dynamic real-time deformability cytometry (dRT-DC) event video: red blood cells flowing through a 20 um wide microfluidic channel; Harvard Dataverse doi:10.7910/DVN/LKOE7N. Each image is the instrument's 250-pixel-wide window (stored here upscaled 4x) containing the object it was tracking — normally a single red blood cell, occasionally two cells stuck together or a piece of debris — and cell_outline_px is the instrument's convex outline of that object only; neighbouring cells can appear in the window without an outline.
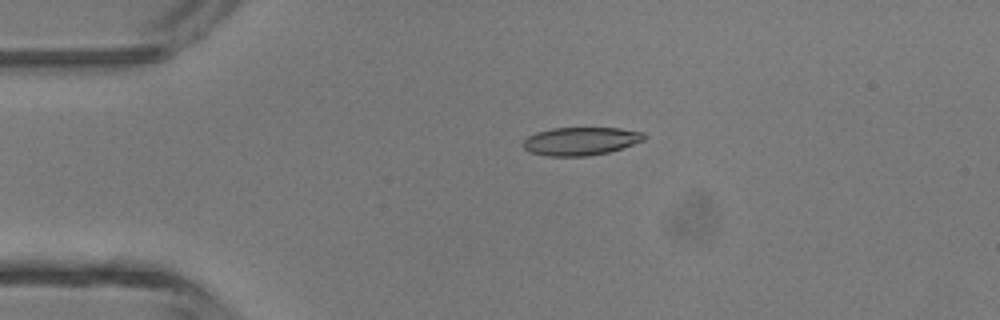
{"species": "common noctule bat (a hibernating species)", "species_latin": "Nyctalus noctula", "temperature_condition": "room temperature", "stored_images_in_passage": 26, "camera_frame_rate_fps": 3000, "um_per_image_px": 0.085, "animal": {"sex": "male", "body_mass_g": 13.3}, "frame": {"image": 1, "passage_image": 1, "time_ms": 0.0, "image_size_px": [1000, 320], "cell_outline_px": [[644, 140], [608, 152], [588, 156], [548, 156], [532, 152], [524, 148], [524, 140], [528, 136], [536, 132], [552, 128], [620, 128], [644, 132]], "centroid_in_image_um": [49.35, 11.99], "position_along_channel_um": 35.6, "area_um2": 19.59}}
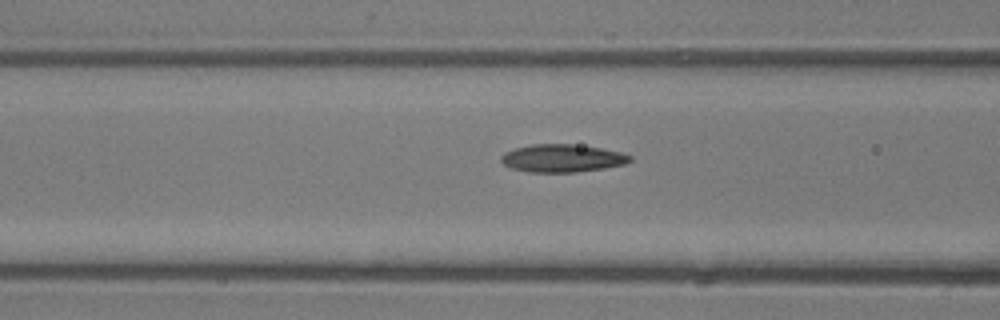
{"frame": {"image": 2, "passage_image": 9, "time_ms": 2.667, "image_size_px": [1000, 320], "cell_outline_px": [[632, 160], [624, 164], [604, 168], [576, 172], [528, 172], [512, 168], [504, 164], [500, 160], [500, 156], [504, 152], [516, 148], [532, 144], [572, 144], [600, 148], [620, 152], [632, 156]], "centroid_in_image_um": [47.77, 13.45], "position_along_channel_um": 118.8, "area_um2": 20.81}}
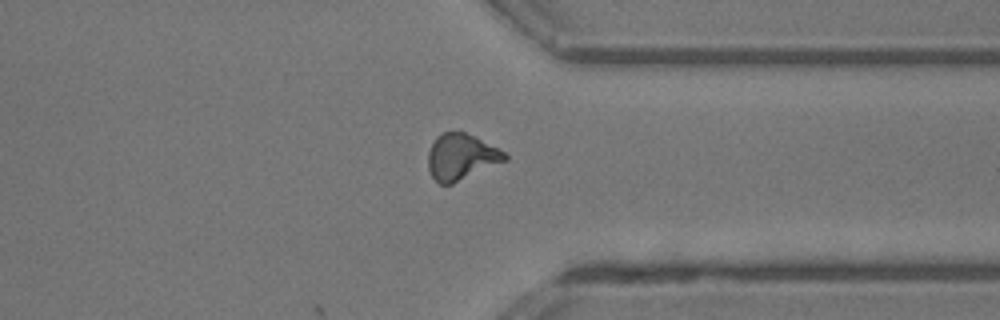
{"frame": {"image": 3, "passage_image": 26, "time_ms": 8.333, "image_size_px": [1000, 320], "cell_outline_px": [[508, 160], [452, 184], [440, 184], [432, 176], [428, 168], [428, 152], [436, 136], [440, 132], [464, 132], [476, 136], [504, 152], [508, 156]], "centroid_in_image_um": [39.2, 13.33], "position_along_channel_um": 372.2, "area_um2": 20.63}, "authors_computed_cell_mechanics": {"area_um2": 20.3745, "velocity_mm_per_s": 4.5327, "shape_relaxation_time_tau1_ms": null, "shape_relaxation_time_tau2_ms": 1.0596, "deformation_change_tau1": null, "deformation_change_tau2": 0.0658}}